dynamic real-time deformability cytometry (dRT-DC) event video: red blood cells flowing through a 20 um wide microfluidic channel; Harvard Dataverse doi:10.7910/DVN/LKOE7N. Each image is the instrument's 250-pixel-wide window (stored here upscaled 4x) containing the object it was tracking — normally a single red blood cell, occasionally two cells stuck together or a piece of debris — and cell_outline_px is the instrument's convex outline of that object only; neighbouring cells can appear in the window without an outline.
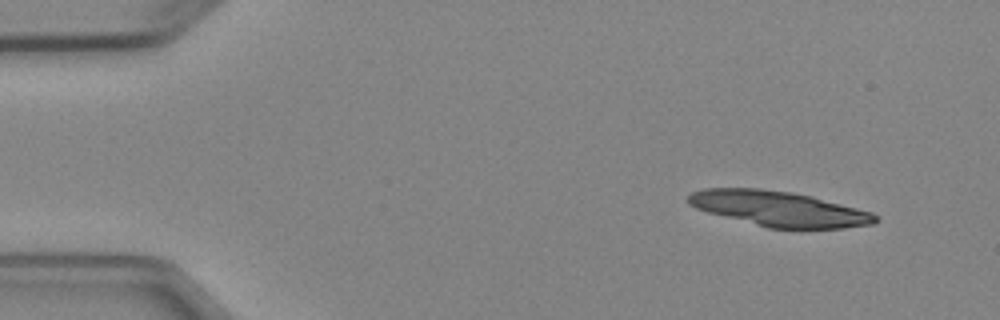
{"species": "Egyptian fruit bat (a non-hibernating species)", "species_latin": "Rousettus aegyptiacus", "temperature_condition": "cold", "stored_images_in_passage": 6, "camera_frame_rate_fps": 3000, "um_per_image_px": 0.085, "animal": {"sex": "female"}, "frame": {"image": 1, "passage_image": 2, "time_ms": 1.333, "image_size_px": [1000, 320], "cell_outline_px": [[880, 220], [872, 224], [844, 228], [768, 228], [708, 212], [696, 208], [688, 204], [688, 196], [692, 192], [704, 188], [760, 188], [788, 192], [812, 196], [872, 212]], "centroid_in_image_um": [66.21, 17.74], "position_along_channel_um": 18.8, "area_um2": 38.09}}